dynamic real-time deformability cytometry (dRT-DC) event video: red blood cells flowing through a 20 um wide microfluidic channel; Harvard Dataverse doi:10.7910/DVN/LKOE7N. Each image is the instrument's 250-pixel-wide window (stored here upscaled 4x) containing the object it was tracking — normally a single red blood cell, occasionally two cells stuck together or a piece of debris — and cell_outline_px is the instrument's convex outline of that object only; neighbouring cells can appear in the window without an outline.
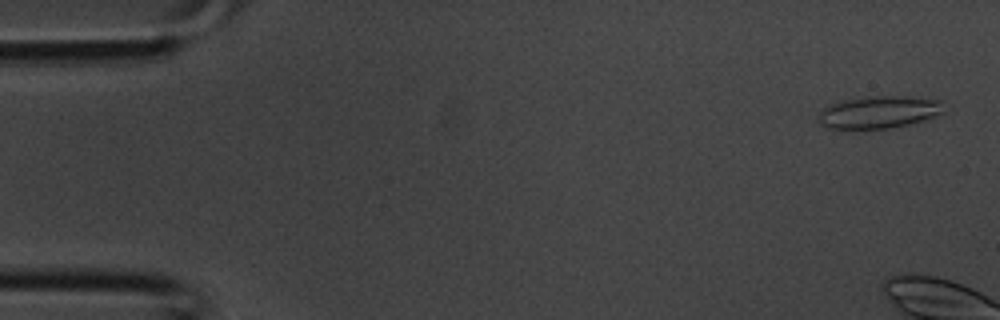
{"species": "common noctule bat (a hibernating species)", "species_latin": "Nyctalus noctula", "temperature_condition": "room temperature", "stored_images_in_passage": 10, "camera_frame_rate_fps": 3000, "um_per_image_px": 0.085, "animal": {"sex": "male", "body_mass_g": 20.1, "forearm_length_mm": 53.5}, "frame": {"image": 1, "passage_image": 2, "time_ms": 0.333, "image_size_px": [1000, 320], "cell_outline_px": [[944, 112], [936, 116], [924, 120], [908, 124], [888, 128], [828, 128], [820, 124], [816, 120], [820, 112], [828, 104], [840, 100], [868, 96], [908, 96], [944, 100]], "centroid_in_image_um": [74.72, 9.51], "position_along_channel_um": 10.3, "area_um2": 23.93}}